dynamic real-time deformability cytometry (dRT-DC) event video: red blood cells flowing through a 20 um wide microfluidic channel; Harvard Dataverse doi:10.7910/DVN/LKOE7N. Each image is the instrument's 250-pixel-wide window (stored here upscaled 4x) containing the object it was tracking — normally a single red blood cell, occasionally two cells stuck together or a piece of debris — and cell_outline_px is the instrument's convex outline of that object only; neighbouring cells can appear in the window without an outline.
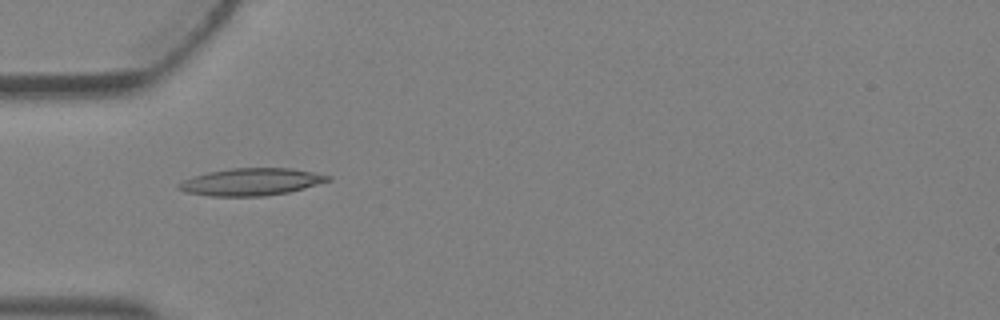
{"species": "Egyptian fruit bat (a non-hibernating species)", "species_latin": "Rousettus aegyptiacus", "temperature_condition": "warm", "stored_images_in_passage": 4, "camera_frame_rate_fps": 3000, "um_per_image_px": 0.085, "animal": {"sex": "female"}, "frame": {"image": 1, "passage_image": 4, "time_ms": 1.0, "image_size_px": [1000, 320], "cell_outline_px": [[332, 180], [304, 188], [288, 192], [264, 196], [212, 196], [184, 192], [176, 188], [176, 184], [184, 180], [208, 172], [232, 168], [292, 168], [332, 176]], "centroid_in_image_um": [21.35, 15.46], "position_along_channel_um": 63.6, "area_um2": 23.64}}